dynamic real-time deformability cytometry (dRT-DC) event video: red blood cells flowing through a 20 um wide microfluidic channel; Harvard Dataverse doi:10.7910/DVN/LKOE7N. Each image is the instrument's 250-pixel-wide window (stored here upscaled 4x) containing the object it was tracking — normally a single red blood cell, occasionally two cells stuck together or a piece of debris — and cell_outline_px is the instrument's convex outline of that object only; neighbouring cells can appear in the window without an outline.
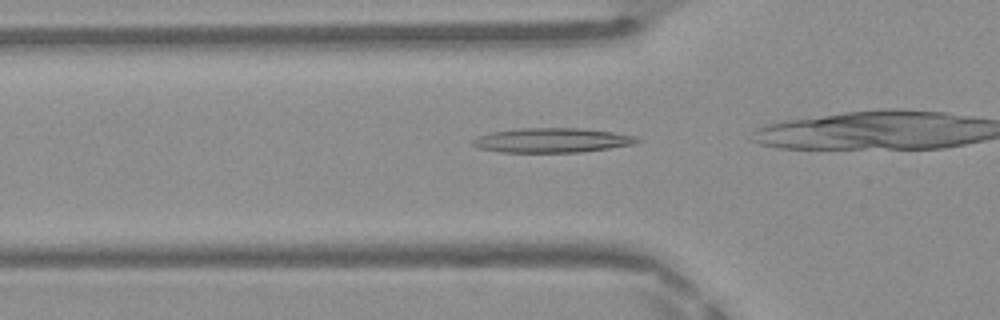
{"species": "Egyptian fruit bat (a non-hibernating species)", "species_latin": "Rousettus aegyptiacus", "temperature_condition": "warm", "stored_images_in_passage": 25, "camera_frame_rate_fps": 3000, "um_per_image_px": 0.085, "frame": {"image": 1, "passage_image": 3, "time_ms": 0.667, "image_size_px": [1000, 320], "cell_outline_px": [[640, 140], [636, 144], [580, 152], [500, 152], [480, 148], [472, 144], [472, 140], [480, 136], [492, 132], [520, 128], [580, 128], [612, 132], [636, 136]], "centroid_in_image_um": [46.94, 11.92], "position_along_channel_um": 78.9, "area_um2": 23.29}}
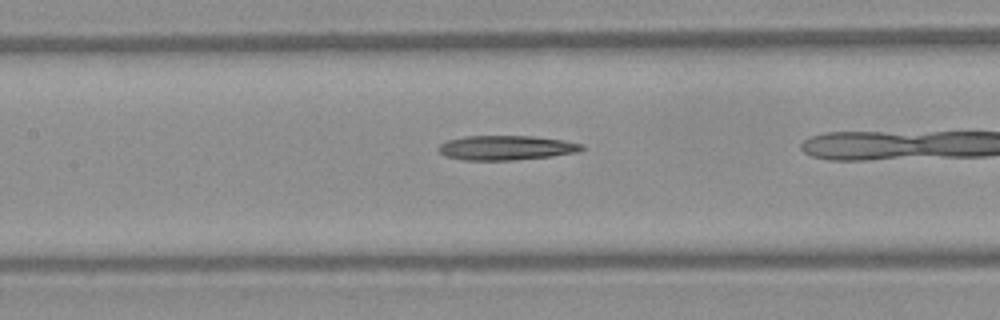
{"frame": {"image": 2, "passage_image": 9, "time_ms": 2.667, "image_size_px": [1000, 320], "cell_outline_px": [[584, 148], [580, 152], [552, 156], [512, 160], [464, 160], [444, 156], [436, 148], [440, 144], [448, 140], [464, 136], [532, 136], [564, 140], [584, 144]], "centroid_in_image_um": [43.03, 12.56], "position_along_channel_um": 164.4, "area_um2": 20.63}}
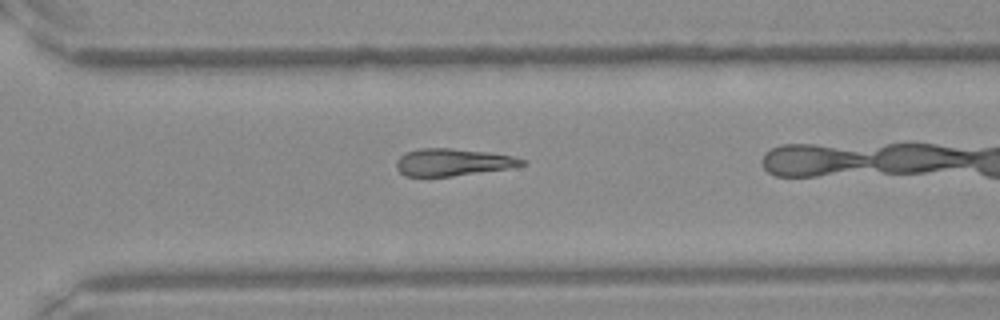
{"frame": {"image": 3, "passage_image": 21, "time_ms": 6.667, "image_size_px": [1000, 320], "cell_outline_px": [[528, 164], [512, 168], [452, 176], [404, 176], [396, 168], [396, 160], [400, 156], [408, 152], [420, 148], [448, 148], [488, 152], [512, 156], [528, 160]], "centroid_in_image_um": [38.53, 13.79], "position_along_channel_um": 332.1, "area_um2": 20.0}}